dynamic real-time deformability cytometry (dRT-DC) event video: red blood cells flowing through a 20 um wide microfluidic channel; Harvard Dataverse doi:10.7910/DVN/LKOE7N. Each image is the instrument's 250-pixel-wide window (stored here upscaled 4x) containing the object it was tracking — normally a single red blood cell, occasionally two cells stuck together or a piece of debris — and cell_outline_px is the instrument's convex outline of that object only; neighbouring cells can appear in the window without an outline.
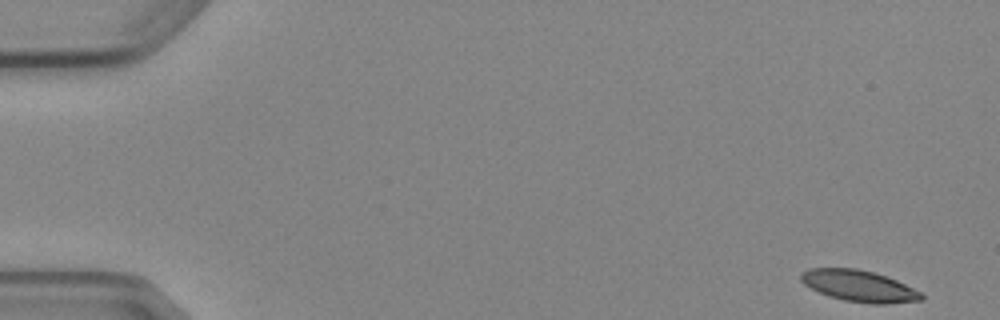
{"species": "Egyptian fruit bat (a non-hibernating species)", "species_latin": "Rousettus aegyptiacus", "temperature_condition": "cold", "stored_images_in_passage": 6, "segment_of_instrument_passage": [1, 2], "camera_frame_rate_fps": 3000, "um_per_image_px": 0.085, "animal": {"sex": "female"}, "frame": {"image": 1, "passage_image": 1, "time_ms": 0.0, "image_size_px": [1000, 320], "cell_outline_px": [[924, 300], [884, 304], [872, 304], [844, 300], [828, 296], [804, 284], [800, 280], [800, 276], [808, 268], [856, 268], [872, 272], [896, 280], [920, 292], [924, 296]], "centroid_in_image_um": [73.01, 24.31], "position_along_channel_um": 12.0, "area_um2": 21.79}}
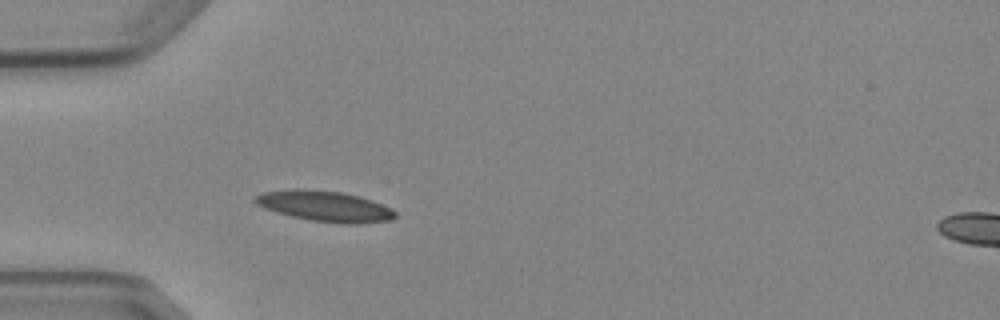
{"frame": {"image": 2, "passage_image": 5, "time_ms": 4.667, "image_size_px": [1000, 320], "cell_outline_px": [[396, 216], [392, 220], [356, 224], [340, 224], [308, 220], [276, 212], [264, 208], [256, 204], [252, 200], [252, 196], [260, 192], [296, 188], [304, 188], [340, 192], [360, 196], [372, 200], [392, 208], [396, 212]], "centroid_in_image_um": [27.57, 17.52], "position_along_channel_um": 57.4, "area_um2": 25.49}}